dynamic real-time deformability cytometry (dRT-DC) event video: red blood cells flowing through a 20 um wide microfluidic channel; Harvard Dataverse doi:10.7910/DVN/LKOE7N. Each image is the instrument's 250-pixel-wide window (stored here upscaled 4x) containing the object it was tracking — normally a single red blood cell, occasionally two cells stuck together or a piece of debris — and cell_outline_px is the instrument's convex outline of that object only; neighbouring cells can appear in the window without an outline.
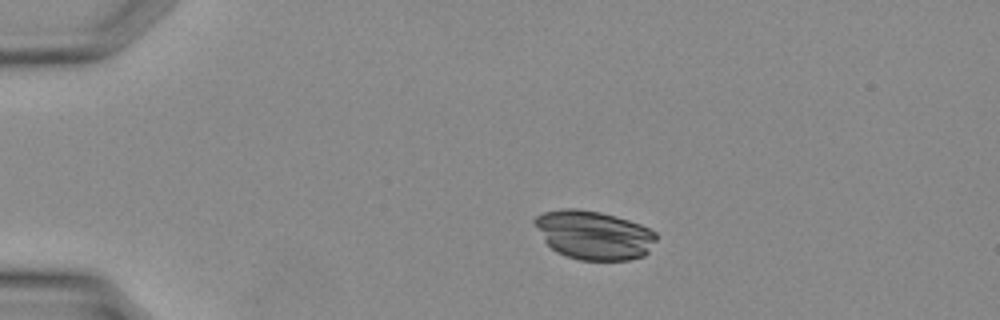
{"species": "Egyptian fruit bat (a non-hibernating species)", "species_latin": "Rousettus aegyptiacus", "temperature_condition": "warm", "stored_images_in_passage": 30, "camera_frame_rate_fps": 3000, "um_per_image_px": 0.085, "animal": {"sex": "female"}, "frame": {"image": 1, "passage_image": 1, "time_ms": 0.0, "image_size_px": [1000, 320], "cell_outline_px": [[656, 240], [648, 252], [644, 256], [628, 260], [580, 260], [556, 252], [544, 240], [532, 220], [536, 216], [544, 212], [564, 208], [576, 208], [600, 212], [616, 216], [640, 224], [656, 232]], "centroid_in_image_um": [50.48, 19.97], "position_along_channel_um": 34.5, "area_um2": 34.51}}
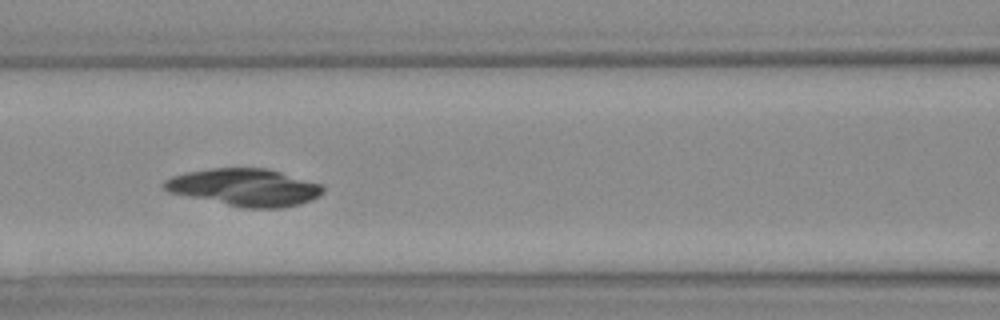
{"frame": {"image": 2, "passage_image": 10, "time_ms": 3.0, "image_size_px": [1000, 320], "cell_outline_px": [[324, 192], [320, 196], [312, 200], [300, 204], [280, 208], [244, 208], [168, 192], [164, 188], [164, 180], [172, 176], [188, 172], [212, 168], [268, 168], [324, 184]], "centroid_in_image_um": [20.86, 15.92], "position_along_channel_um": 145.7, "area_um2": 34.68}}
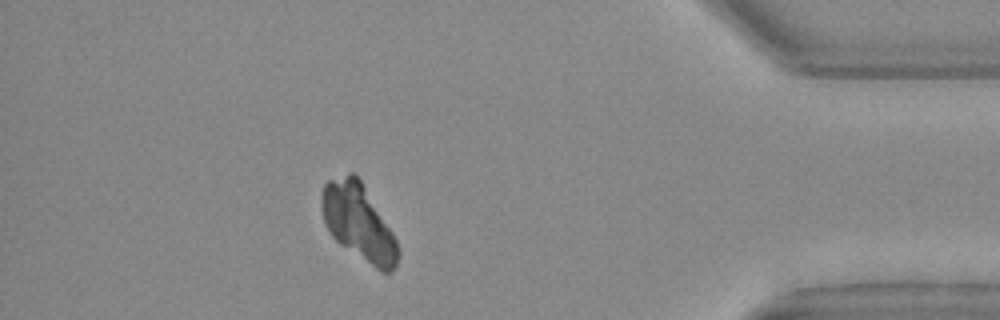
{"frame": {"image": 3, "passage_image": 26, "time_ms": 8.333, "image_size_px": [1000, 320], "cell_outline_px": [[400, 252], [396, 264], [388, 272], [380, 272], [340, 244], [328, 232], [324, 224], [320, 208], [320, 196], [324, 184], [328, 180], [352, 172], [356, 172], [392, 232], [396, 240]], "centroid_in_image_um": [30.43, 18.87], "position_along_channel_um": 404.8, "area_um2": 33.99}}